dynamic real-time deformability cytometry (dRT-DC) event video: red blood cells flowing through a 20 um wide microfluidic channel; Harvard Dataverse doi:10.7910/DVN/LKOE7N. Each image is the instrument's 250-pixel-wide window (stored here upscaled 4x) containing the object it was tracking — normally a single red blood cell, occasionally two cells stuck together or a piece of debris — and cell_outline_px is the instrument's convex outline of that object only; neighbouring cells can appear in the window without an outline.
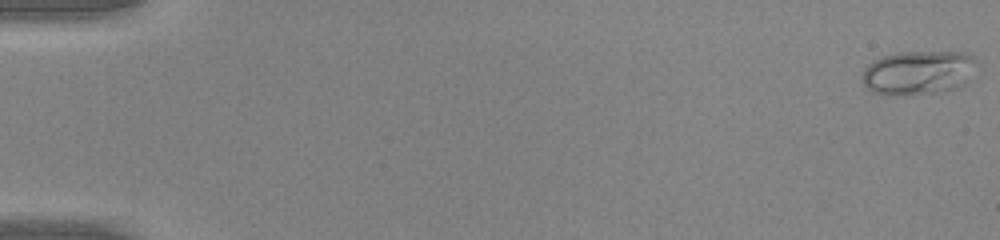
{"species": "common noctule bat (a hibernating species)", "species_latin": "Nyctalus noctula", "temperature_condition": "warm", "stored_images_in_passage": 49, "camera_frame_rate_fps": 3000, "um_per_image_px": 0.085, "animal": {"sex": "male", "body_mass_g": 20.0, "forearm_length_mm": 53.3}, "frame": {"image": 1, "passage_image": 1, "time_ms": 0.0, "image_size_px": [1000, 240], "cell_outline_px": [[976, 60], [968, 80], [964, 84], [956, 88], [932, 92], [892, 96], [884, 96], [872, 92], [864, 84], [864, 68], [872, 60], [884, 56], [900, 52], [968, 52]], "centroid_in_image_um": [78.02, 6.17], "position_along_channel_um": 7.0, "area_um2": 29.19}}
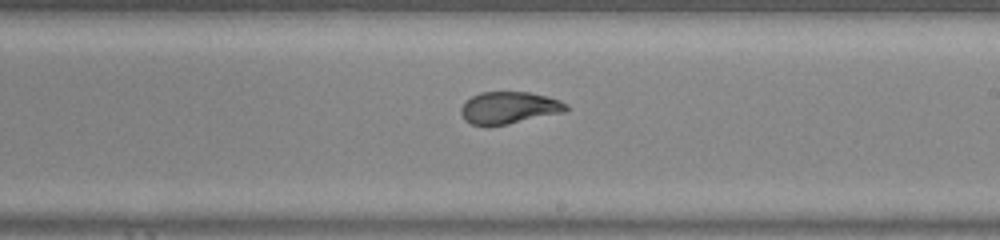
{"frame": {"image": 2, "passage_image": 30, "time_ms": 9.667, "image_size_px": [1000, 240], "cell_outline_px": [[568, 108], [564, 112], [508, 124], [484, 128], [472, 124], [464, 120], [460, 112], [460, 108], [472, 96], [480, 92], [528, 92], [548, 96], [560, 100], [568, 104]], "centroid_in_image_um": [43.25, 9.18], "position_along_channel_um": 245.8, "area_um2": 19.94}}
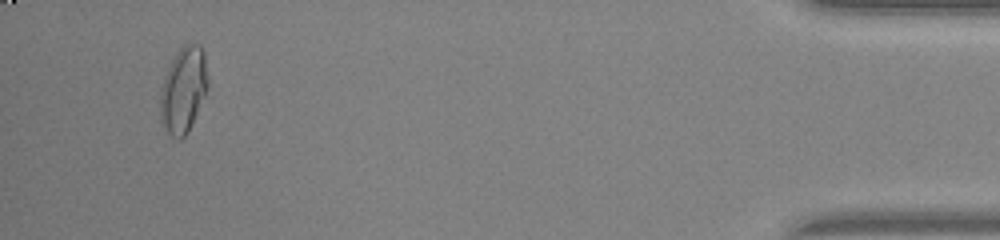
{"frame": {"image": 3, "passage_image": 47, "time_ms": 15.333, "image_size_px": [1000, 240], "cell_outline_px": [[208, 84], [204, 96], [184, 136], [180, 140], [176, 140], [164, 128], [160, 116], [160, 92], [168, 68], [176, 52], [184, 44], [200, 44], [204, 48], [208, 76]], "centroid_in_image_um": [15.59, 7.59], "position_along_channel_um": 419.6, "area_um2": 23.47}, "authors_computed_cell_mechanics": {"area_um2": 20.808, "velocity_mm_per_s": 4.2717, "shape_relaxation_time_tau1_ms": 6.6419, "shape_relaxation_time_tau2_ms": 0.6604, "deformation_change_tau1": 0.2494, "deformation_change_tau2": 0.0638}}